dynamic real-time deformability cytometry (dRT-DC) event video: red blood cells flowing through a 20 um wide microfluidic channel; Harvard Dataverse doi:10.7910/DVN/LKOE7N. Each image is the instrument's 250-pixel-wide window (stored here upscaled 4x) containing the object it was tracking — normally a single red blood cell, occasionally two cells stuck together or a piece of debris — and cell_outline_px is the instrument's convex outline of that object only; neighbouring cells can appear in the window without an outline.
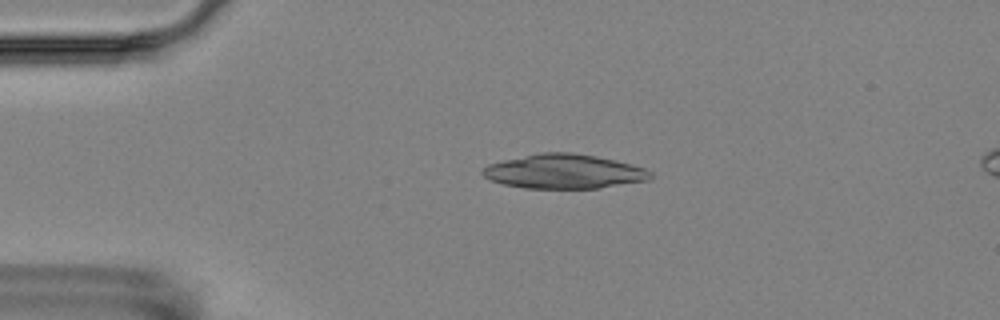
{"species": "Egyptian fruit bat (a non-hibernating species)", "species_latin": "Rousettus aegyptiacus", "temperature_condition": "room temperature", "stored_images_in_passage": 5, "camera_frame_rate_fps": 3000, "um_per_image_px": 0.085, "animal": {"sex": "female"}, "frame": {"image": 1, "passage_image": 4, "time_ms": 3.333, "image_size_px": [1000, 320], "cell_outline_px": [[652, 176], [648, 180], [600, 188], [524, 188], [504, 184], [488, 180], [480, 172], [488, 164], [504, 160], [540, 152], [572, 152], [596, 156], [632, 164], [644, 168], [652, 172]], "centroid_in_image_um": [47.93, 14.57], "position_along_channel_um": 37.1, "area_um2": 33.58}}